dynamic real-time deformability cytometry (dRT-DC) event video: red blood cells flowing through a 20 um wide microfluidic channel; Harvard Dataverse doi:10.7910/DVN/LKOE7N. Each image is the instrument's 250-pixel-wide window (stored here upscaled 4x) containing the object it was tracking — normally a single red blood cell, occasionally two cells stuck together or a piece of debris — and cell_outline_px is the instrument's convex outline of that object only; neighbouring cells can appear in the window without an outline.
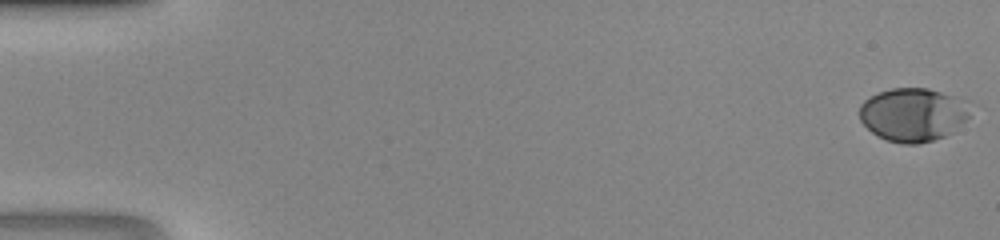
{"species": "human", "species_latin": "Homo sapiens", "temperature_condition": "room temperature", "stored_images_in_passage": 48, "camera_frame_rate_fps": 3000, "um_per_image_px": 0.085, "donor": {"sex": "male"}, "frame": {"image": 1, "passage_image": 1, "time_ms": 0.0, "image_size_px": [1000, 240], "cell_outline_px": [[968, 116], [952, 132], [944, 136], [932, 140], [916, 144], [904, 144], [888, 140], [872, 132], [860, 120], [860, 104], [864, 100], [880, 92], [892, 88], [928, 88], [952, 96], [968, 112]], "centroid_in_image_um": [77.5, 9.75], "position_along_channel_um": 7.5, "area_um2": 33.29}}
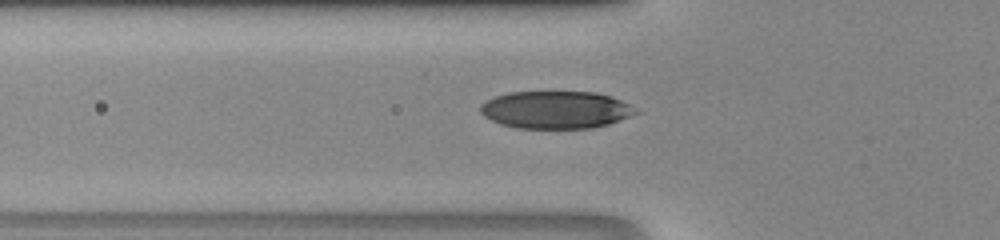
{"frame": {"image": 2, "passage_image": 18, "time_ms": 5.667, "image_size_px": [1000, 240], "cell_outline_px": [[644, 112], [608, 124], [592, 128], [516, 128], [500, 124], [484, 116], [480, 112], [480, 104], [496, 96], [508, 92], [596, 92], [612, 96]], "centroid_in_image_um": [47.28, 9.33], "position_along_channel_um": 78.5, "area_um2": 34.16}}
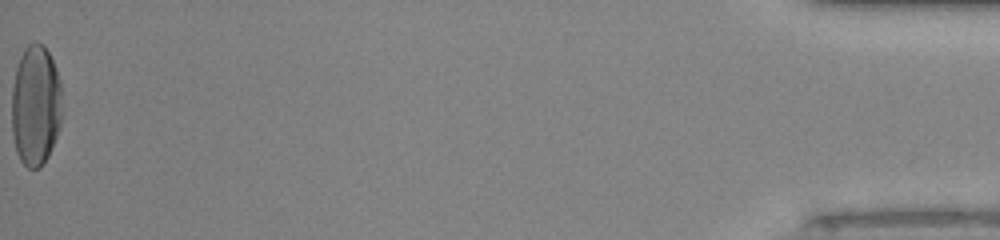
{"frame": {"image": 3, "passage_image": 48, "time_ms": 15.667, "image_size_px": [1000, 240], "cell_outline_px": [[64, 108], [60, 128], [52, 148], [48, 156], [40, 168], [28, 168], [20, 160], [16, 152], [12, 136], [12, 88], [16, 68], [20, 56], [24, 48], [28, 44], [44, 44], [56, 68], [60, 80]], "centroid_in_image_um": [3.05, 8.99], "position_along_channel_um": 432.1, "area_um2": 36.18}}